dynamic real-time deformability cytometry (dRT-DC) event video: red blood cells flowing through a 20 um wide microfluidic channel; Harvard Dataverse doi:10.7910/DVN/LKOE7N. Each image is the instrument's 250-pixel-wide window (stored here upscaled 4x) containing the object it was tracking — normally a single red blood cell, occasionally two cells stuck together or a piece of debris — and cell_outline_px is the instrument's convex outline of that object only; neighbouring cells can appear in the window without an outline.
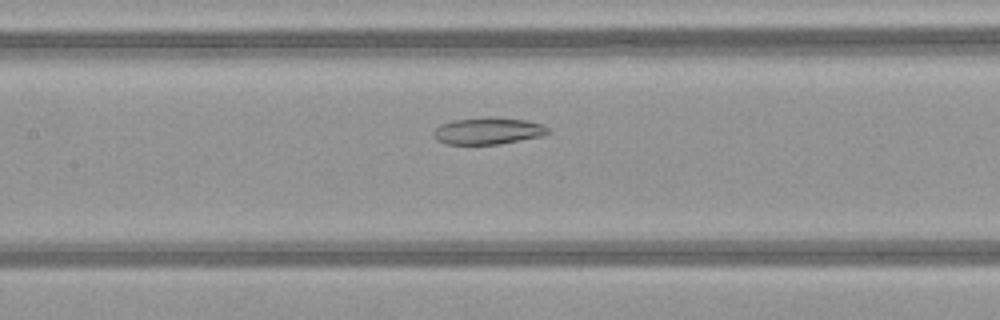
{"species": "common noctule bat (a hibernating species)", "species_latin": "Nyctalus noctula", "temperature_condition": "warm", "stored_images_in_passage": 46, "camera_frame_rate_fps": 3000, "um_per_image_px": 0.085, "animal": {"sex": "female", "body_mass_g": 21.9}, "frame": {"image": 1, "passage_image": 20, "time_ms": 6.333, "image_size_px": [1000, 320], "cell_outline_px": [[548, 132], [540, 136], [500, 144], [448, 144], [436, 140], [432, 136], [432, 132], [440, 124], [456, 120], [484, 116], [492, 116], [528, 120], [544, 124], [548, 128]], "centroid_in_image_um": [41.46, 11.11], "position_along_channel_um": 165.9, "area_um2": 18.09}}
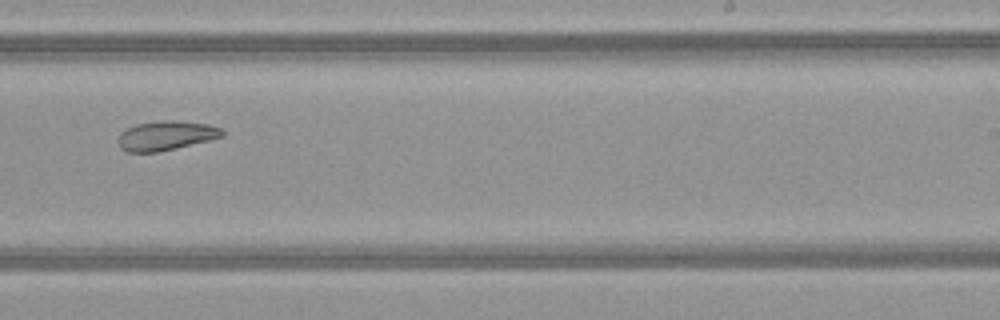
{"frame": {"image": 2, "passage_image": 28, "time_ms": 9.0, "image_size_px": [1000, 320], "cell_outline_px": [[224, 136], [160, 152], [128, 152], [120, 148], [120, 132], [136, 124], [160, 120], [176, 120], [208, 124], [220, 128], [224, 132]], "centroid_in_image_um": [14.12, 11.52], "position_along_channel_um": 274.9, "area_um2": 17.69}}
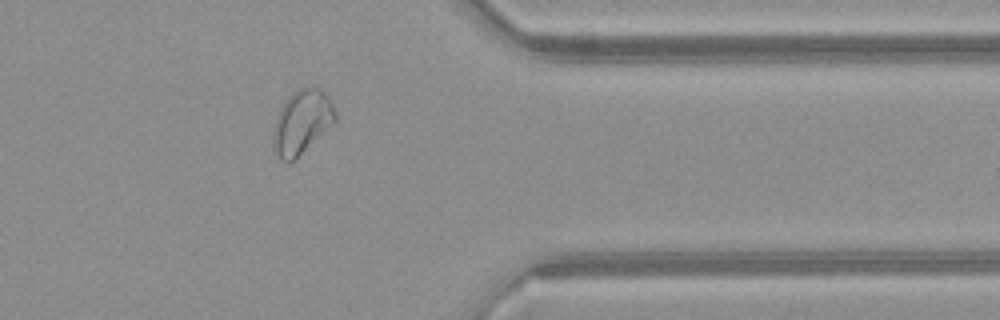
{"frame": {"image": 3, "passage_image": 37, "time_ms": 12.0, "image_size_px": [1000, 320], "cell_outline_px": [[336, 120], [296, 160], [288, 164], [276, 156], [272, 152], [272, 132], [276, 116], [280, 108], [288, 96], [292, 92], [300, 88], [312, 84], [316, 84], [332, 100], [336, 112]], "centroid_in_image_um": [25.63, 10.37], "position_along_channel_um": 385.8, "area_um2": 23.93}, "authors_computed_cell_mechanics": {"area_um2": 24.1026, "velocity_mm_per_s": 4.0987, "shape_relaxation_time_tau1_ms": null, "shape_relaxation_time_tau2_ms": 5.22, "deformation_change_tau1": null, "deformation_change_tau2": 0.1203}}